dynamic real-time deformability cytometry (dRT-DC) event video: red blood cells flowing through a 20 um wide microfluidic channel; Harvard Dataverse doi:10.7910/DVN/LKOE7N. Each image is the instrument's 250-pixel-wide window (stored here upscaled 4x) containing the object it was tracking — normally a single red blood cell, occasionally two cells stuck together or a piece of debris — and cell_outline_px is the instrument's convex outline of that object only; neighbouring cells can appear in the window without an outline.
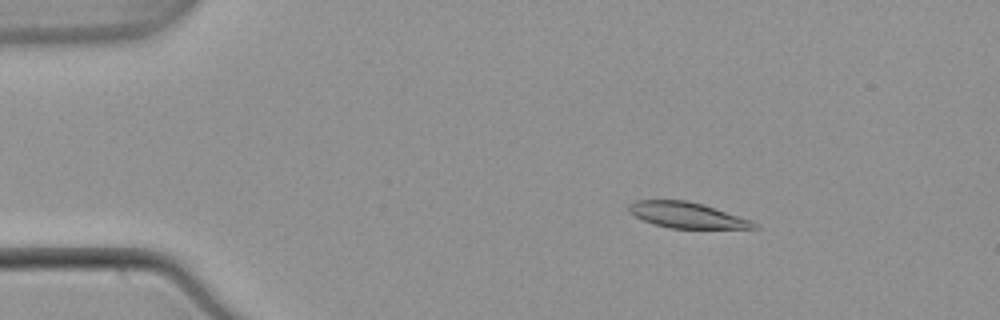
{"species": "common noctule bat (a hibernating species)", "species_latin": "Nyctalus noctula", "temperature_condition": "warm", "stored_images_in_passage": 54, "camera_frame_rate_fps": 3000, "um_per_image_px": 0.085, "animal": {"sex": "male", "body_mass_g": 21.5, "forearm_length_mm": 52.0}, "frame": {"image": 1, "passage_image": 9, "time_ms": 2.667, "image_size_px": [1000, 320], "cell_outline_px": [[760, 228], [672, 228], [656, 224], [644, 220], [628, 212], [628, 204], [636, 200], [684, 200], [704, 204], [752, 220]], "centroid_in_image_um": [58.39, 18.27], "position_along_channel_um": 26.6, "area_um2": 18.61}}
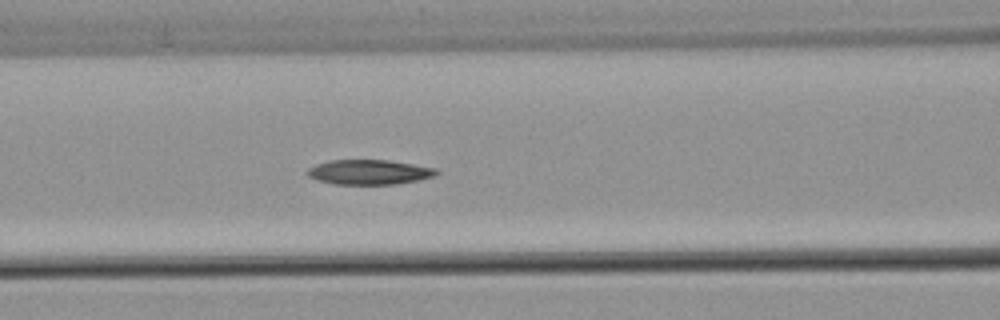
{"frame": {"image": 2, "passage_image": 23, "time_ms": 7.333, "image_size_px": [1000, 320], "cell_outline_px": [[440, 172], [436, 176], [420, 180], [396, 184], [332, 184], [316, 180], [308, 176], [304, 172], [308, 168], [316, 164], [332, 160], [388, 160], [436, 168]], "centroid_in_image_um": [31.37, 14.63], "position_along_channel_um": 135.2, "area_um2": 18.84}}
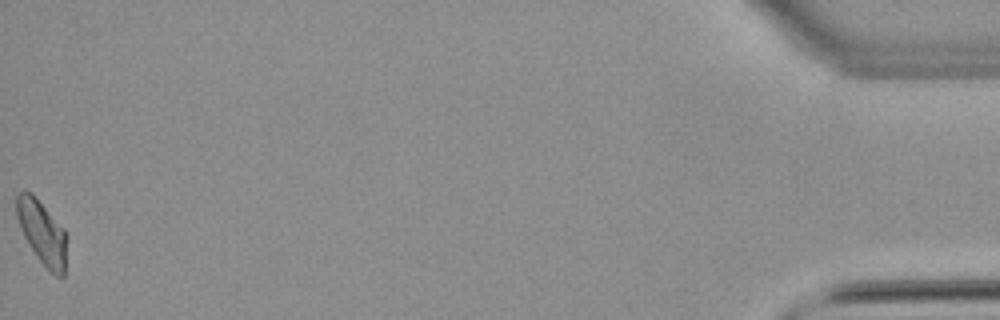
{"frame": {"image": 3, "passage_image": 54, "time_ms": 17.667, "image_size_px": [1000, 320], "cell_outline_px": [[64, 276], [56, 276], [40, 260], [24, 236], [20, 228], [16, 216], [16, 196], [20, 192], [32, 192], [64, 228]], "centroid_in_image_um": [3.53, 19.69], "position_along_channel_um": 431.7, "area_um2": 17.92}, "authors_computed_cell_mechanics": {"area_um2": 18.9006, "velocity_mm_per_s": 3.8459, "shape_relaxation_time_tau1_ms": 5.1761, "shape_relaxation_time_tau2_ms": 10.1142, "deformation_change_tau1": 0.141, "deformation_change_tau2": 0.1432}}